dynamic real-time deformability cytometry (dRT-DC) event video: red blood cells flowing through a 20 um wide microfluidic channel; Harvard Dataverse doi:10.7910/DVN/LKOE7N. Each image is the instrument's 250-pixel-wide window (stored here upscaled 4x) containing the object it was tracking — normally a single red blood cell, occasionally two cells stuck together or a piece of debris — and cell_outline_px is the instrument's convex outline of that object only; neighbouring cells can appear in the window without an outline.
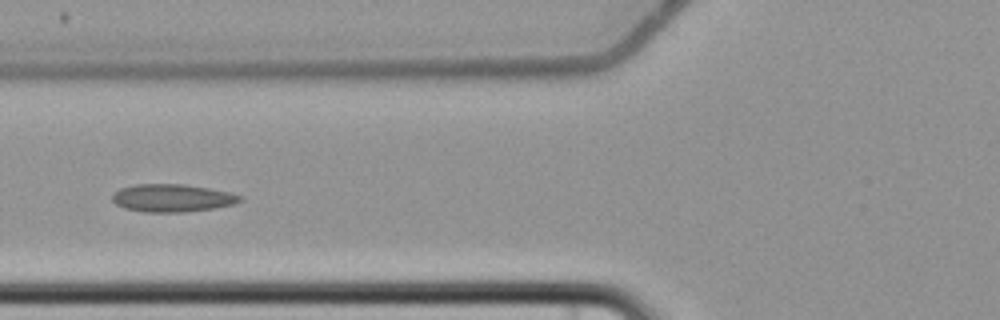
{"species": "common noctule bat (a hibernating species)", "species_latin": "Nyctalus noctula", "temperature_condition": "cold", "stored_images_in_passage": 6, "camera_frame_rate_fps": 3000, "um_per_image_px": 0.085, "animal": {"sex": "female", "body_mass_g": 22.7, "forearm_length_mm": 54.2}, "frame": {"image": 1, "passage_image": 6, "time_ms": 7.333, "image_size_px": [1000, 320], "cell_outline_px": [[244, 200], [232, 204], [212, 208], [184, 212], [144, 212], [124, 208], [116, 204], [112, 200], [112, 192], [120, 188], [136, 184], [184, 184], [208, 188], [228, 192], [240, 196]], "centroid_in_image_um": [14.58, 16.82], "position_along_channel_um": 111.2, "area_um2": 20.58}}